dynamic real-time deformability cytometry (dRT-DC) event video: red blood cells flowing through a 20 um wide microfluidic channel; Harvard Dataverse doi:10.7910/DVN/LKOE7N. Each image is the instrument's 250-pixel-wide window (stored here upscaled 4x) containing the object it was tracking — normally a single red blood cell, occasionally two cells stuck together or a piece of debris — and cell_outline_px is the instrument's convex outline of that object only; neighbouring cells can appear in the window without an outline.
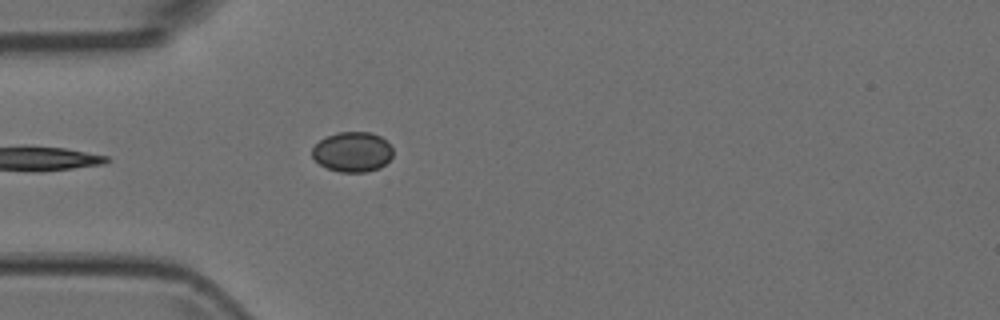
{"species": "Egyptian fruit bat (a non-hibernating species)", "species_latin": "Rousettus aegyptiacus", "temperature_condition": "room temperature", "stored_images_in_passage": 4, "camera_frame_rate_fps": 3000, "um_per_image_px": 0.085, "animal": {"sex": "female"}, "frame": {"image": 1, "passage_image": 4, "time_ms": 1.0, "image_size_px": [1000, 320], "cell_outline_px": [[392, 156], [380, 168], [364, 172], [340, 172], [328, 168], [320, 164], [312, 156], [312, 148], [324, 136], [336, 132], [372, 132], [380, 136], [392, 148]], "centroid_in_image_um": [29.94, 12.9], "position_along_channel_um": 55.1, "area_um2": 18.79}}